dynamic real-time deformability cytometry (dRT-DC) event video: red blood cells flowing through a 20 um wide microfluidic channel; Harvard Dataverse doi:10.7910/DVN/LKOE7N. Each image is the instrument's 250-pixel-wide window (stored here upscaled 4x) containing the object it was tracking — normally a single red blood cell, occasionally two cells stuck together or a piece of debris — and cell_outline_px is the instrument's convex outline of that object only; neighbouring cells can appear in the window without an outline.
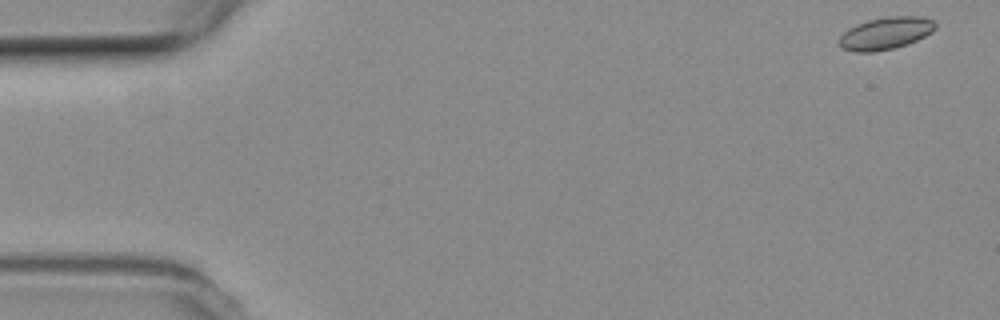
{"species": "common noctule bat (a hibernating species)", "species_latin": "Nyctalus noctula", "temperature_condition": "room temperature", "stored_images_in_passage": 54, "camera_frame_rate_fps": 3000, "um_per_image_px": 0.085, "animal": {"sex": "female", "body_mass_g": 19.3, "forearm_length_mm": 54.1}, "frame": {"image": 1, "passage_image": 1, "time_ms": 0.0, "image_size_px": [1000, 320], "cell_outline_px": [[936, 28], [932, 32], [908, 44], [892, 48], [872, 52], [852, 52], [840, 48], [840, 36], [848, 28], [856, 24], [868, 20], [888, 16], [920, 16], [932, 20], [936, 24]], "centroid_in_image_um": [75.26, 2.83], "position_along_channel_um": 9.7, "area_um2": 18.09}}
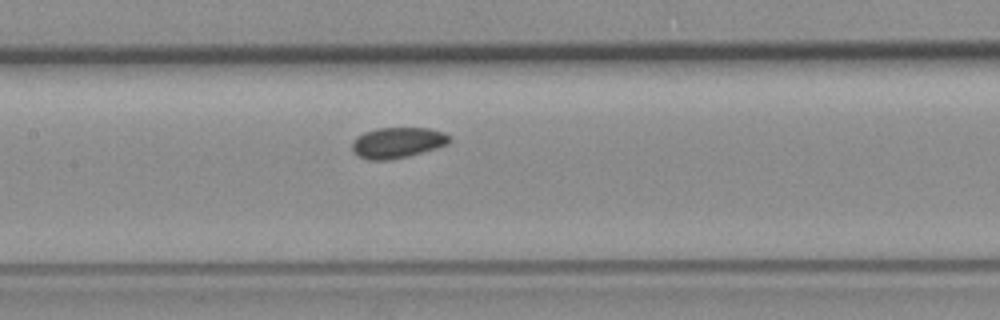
{"frame": {"image": 2, "passage_image": 25, "time_ms": 8.0, "image_size_px": [1000, 320], "cell_outline_px": [[452, 140], [448, 144], [436, 148], [408, 156], [388, 160], [368, 160], [352, 152], [352, 140], [356, 136], [364, 132], [376, 128], [428, 128], [444, 132], [452, 136]], "centroid_in_image_um": [33.79, 12.12], "position_along_channel_um": 173.6, "area_um2": 17.63}}
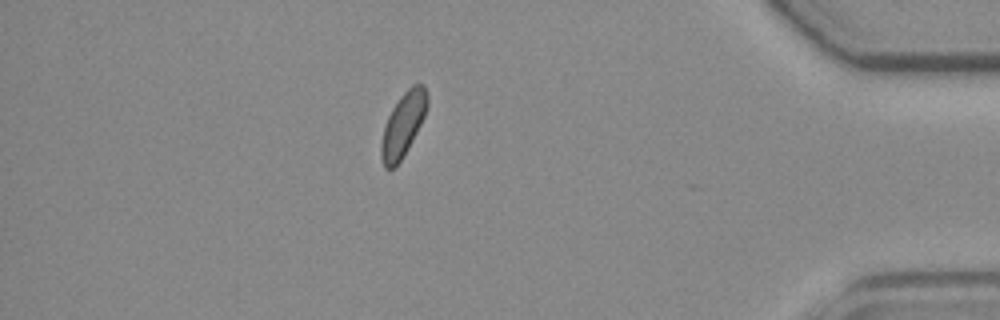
{"frame": {"image": 3, "passage_image": 47, "time_ms": 15.333, "image_size_px": [1000, 320], "cell_outline_px": [[428, 104], [424, 116], [408, 148], [396, 168], [384, 168], [380, 156], [380, 144], [384, 128], [388, 116], [392, 108], [400, 96], [412, 84], [424, 84], [428, 96]], "centroid_in_image_um": [34.25, 10.6], "position_along_channel_um": 401.0, "area_um2": 17.11}}